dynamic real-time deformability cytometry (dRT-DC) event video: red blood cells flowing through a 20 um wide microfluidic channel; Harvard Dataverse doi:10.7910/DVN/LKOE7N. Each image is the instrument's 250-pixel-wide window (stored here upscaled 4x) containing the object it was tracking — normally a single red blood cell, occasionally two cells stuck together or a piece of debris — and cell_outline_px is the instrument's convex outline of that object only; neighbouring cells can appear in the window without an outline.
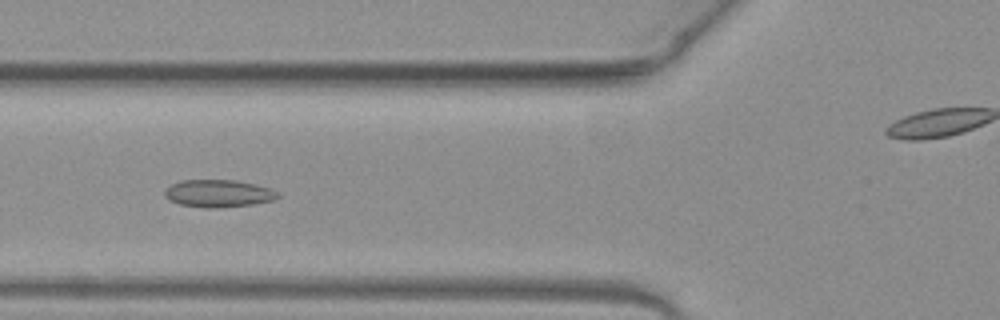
{"species": "common noctule bat (a hibernating species)", "species_latin": "Nyctalus noctula", "temperature_condition": "warm", "stored_images_in_passage": 36, "camera_frame_rate_fps": 3000, "um_per_image_px": 0.085, "animal": {"sex": "female", "body_mass_g": 19.3, "forearm_length_mm": 54.1}, "frame": {"image": 1, "passage_image": 8, "time_ms": 2.333, "image_size_px": [1000, 320], "cell_outline_px": [[280, 196], [272, 200], [252, 204], [216, 208], [204, 208], [180, 204], [168, 200], [164, 196], [164, 188], [168, 184], [180, 180], [236, 180], [256, 184], [272, 188], [280, 192]], "centroid_in_image_um": [18.53, 16.43], "position_along_channel_um": 107.3, "area_um2": 18.44}}
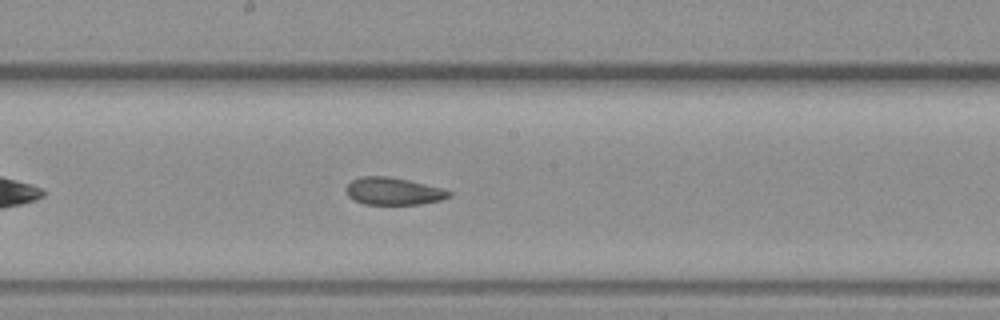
{"frame": {"image": 2, "passage_image": 16, "time_ms": 5.0, "image_size_px": [1000, 320], "cell_outline_px": [[452, 196], [440, 200], [420, 204], [364, 204], [352, 200], [348, 196], [344, 188], [352, 180], [364, 176], [388, 176], [408, 180], [444, 188], [452, 192]], "centroid_in_image_um": [33.43, 16.25], "position_along_channel_um": 214.8, "area_um2": 16.53}}
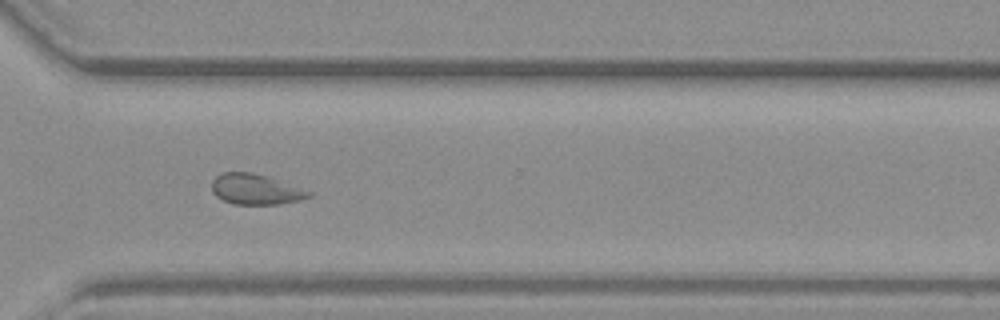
{"frame": {"image": 3, "passage_image": 26, "time_ms": 8.333, "image_size_px": [1000, 320], "cell_outline_px": [[312, 196], [300, 200], [280, 204], [232, 204], [216, 196], [212, 192], [212, 180], [216, 176], [224, 172], [252, 172], [268, 176], [312, 192]], "centroid_in_image_um": [21.72, 16.09], "position_along_channel_um": 348.9, "area_um2": 17.22}, "authors_computed_cell_mechanics": {"area_um2": 17.4267, "velocity_mm_per_s": 4.0331, "shape_relaxation_time_tau1_ms": null, "shape_relaxation_time_tau2_ms": 1.8388, "deformation_change_tau1": null, "deformation_change_tau2": 0.0661}}